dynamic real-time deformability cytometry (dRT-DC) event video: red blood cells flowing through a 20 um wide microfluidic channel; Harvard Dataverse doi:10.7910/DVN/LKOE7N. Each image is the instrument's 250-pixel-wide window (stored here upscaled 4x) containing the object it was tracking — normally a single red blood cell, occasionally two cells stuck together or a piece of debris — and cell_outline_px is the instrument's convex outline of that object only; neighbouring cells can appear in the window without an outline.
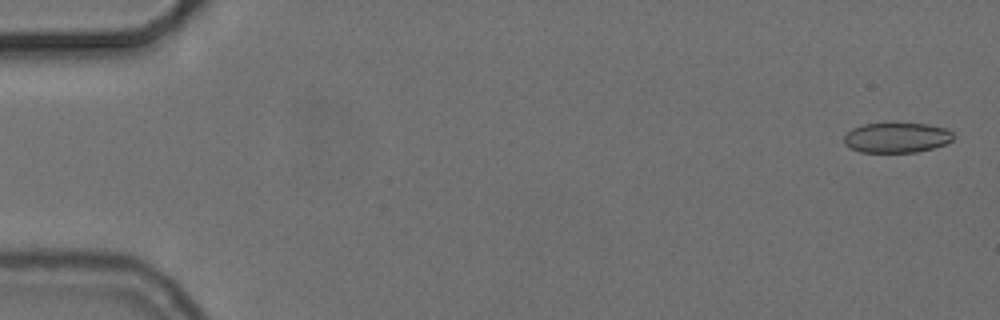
{"species": "common noctule bat (a hibernating species)", "species_latin": "Nyctalus noctula", "temperature_condition": "cold", "stored_images_in_passage": 55, "camera_frame_rate_fps": 3000, "um_per_image_px": 0.085, "animal": {"sex": "female", "body_mass_g": 24.6, "forearm_length_mm": 56.2}, "frame": {"image": 1, "passage_image": 2, "time_ms": 0.333, "image_size_px": [1000, 320], "cell_outline_px": [[952, 140], [944, 144], [932, 148], [916, 152], [860, 152], [844, 144], [844, 136], [852, 128], [864, 124], [928, 124], [944, 128], [952, 132]], "centroid_in_image_um": [76.19, 11.7], "position_along_channel_um": 8.8, "area_um2": 18.84}}
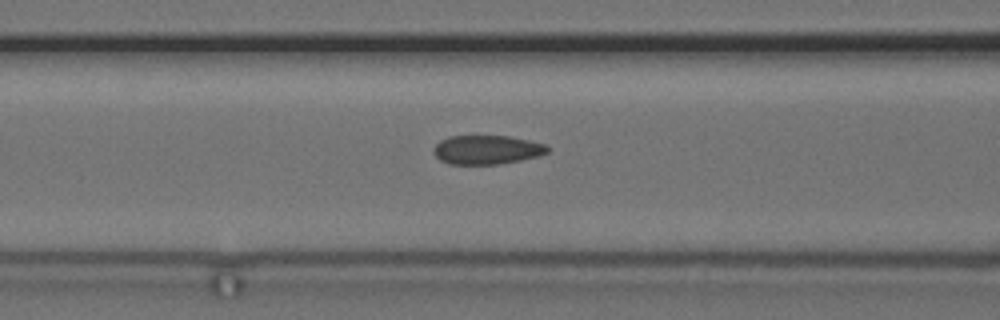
{"frame": {"image": 2, "passage_image": 23, "time_ms": 7.333, "image_size_px": [1000, 320], "cell_outline_px": [[548, 152], [540, 156], [500, 164], [448, 164], [440, 160], [432, 152], [432, 148], [440, 140], [448, 136], [508, 136], [528, 140], [544, 144], [548, 148]], "centroid_in_image_um": [41.34, 12.73], "position_along_channel_um": 125.3, "area_um2": 19.31}}
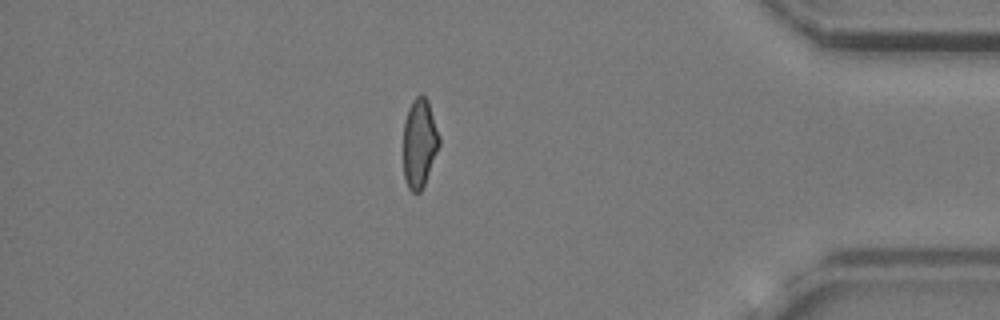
{"frame": {"image": 3, "passage_image": 48, "time_ms": 15.667, "image_size_px": [1000, 320], "cell_outline_px": [[440, 144], [424, 184], [420, 192], [412, 192], [408, 188], [404, 176], [404, 120], [408, 108], [412, 100], [420, 92], [428, 100], [440, 136]], "centroid_in_image_um": [35.65, 12.12], "position_along_channel_um": 399.5, "area_um2": 18.61}, "authors_computed_cell_mechanics": {"area_um2": 19.7098, "velocity_mm_per_s": 3.7337, "shape_relaxation_time_tau1_ms": 10.2401, "shape_relaxation_time_tau2_ms": 2.0596, "deformation_change_tau1": 0.1809, "deformation_change_tau2": 0.0826}}